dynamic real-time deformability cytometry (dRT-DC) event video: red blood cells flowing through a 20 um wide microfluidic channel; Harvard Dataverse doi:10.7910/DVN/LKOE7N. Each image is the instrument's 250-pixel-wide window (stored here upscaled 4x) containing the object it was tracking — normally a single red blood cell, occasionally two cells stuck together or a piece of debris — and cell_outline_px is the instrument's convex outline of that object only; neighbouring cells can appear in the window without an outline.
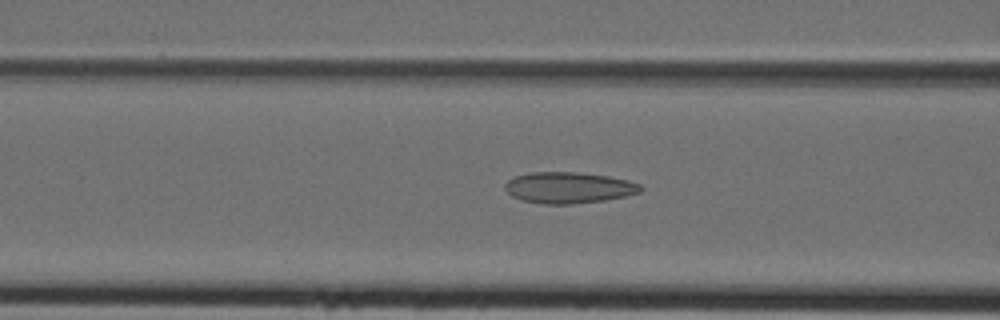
{"species": "Egyptian fruit bat (a non-hibernating species)", "species_latin": "Rousettus aegyptiacus", "temperature_condition": "cold", "stored_images_in_passage": 43, "camera_frame_rate_fps": 3000, "um_per_image_px": 0.085, "animal": {"sex": "female"}, "frame": {"image": 1, "passage_image": 17, "time_ms": 5.333, "image_size_px": [1000, 320], "cell_outline_px": [[644, 188], [640, 192], [624, 196], [604, 200], [572, 204], [544, 204], [520, 200], [512, 196], [504, 188], [504, 184], [508, 180], [516, 176], [528, 172], [580, 172], [608, 176], [628, 180], [640, 184]], "centroid_in_image_um": [48.32, 15.95], "position_along_channel_um": 118.3, "area_um2": 24.74}}
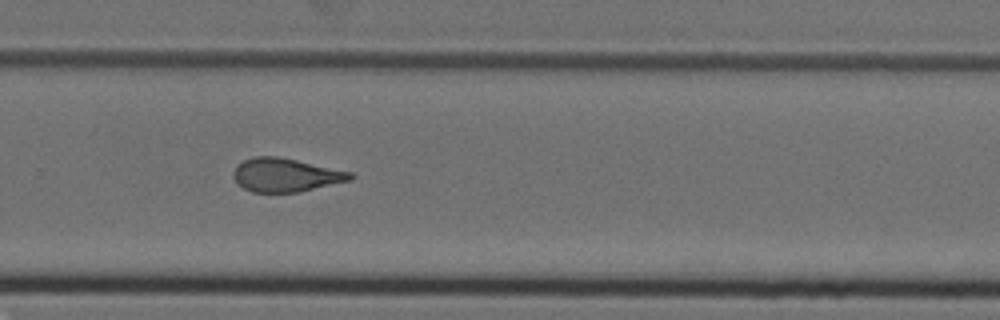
{"frame": {"image": 2, "passage_image": 29, "time_ms": 9.333, "image_size_px": [1000, 320], "cell_outline_px": [[356, 176], [352, 180], [300, 192], [252, 192], [236, 184], [232, 176], [232, 172], [236, 164], [244, 160], [256, 156], [280, 156], [352, 172]], "centroid_in_image_um": [24.27, 14.87], "position_along_channel_um": 305.5, "area_um2": 23.24}}
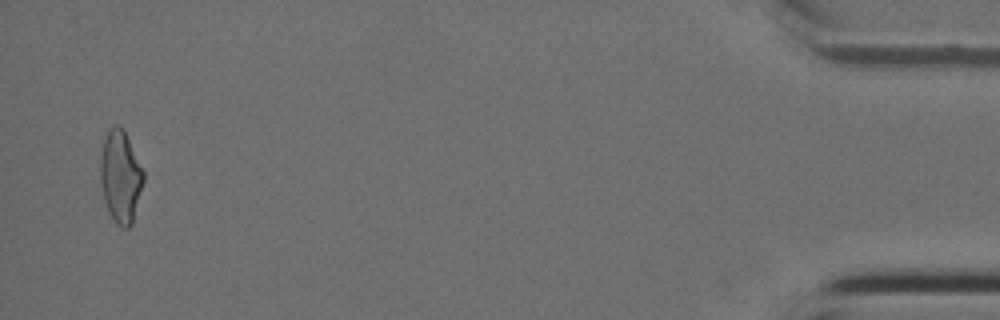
{"frame": {"image": 3, "passage_image": 42, "time_ms": 13.667, "image_size_px": [1000, 320], "cell_outline_px": [[144, 180], [132, 224], [128, 228], [120, 228], [116, 224], [108, 212], [104, 200], [100, 184], [100, 152], [104, 136], [108, 128], [112, 124], [120, 124], [144, 172]], "centroid_in_image_um": [10.21, 15.01], "position_along_channel_um": 425.0, "area_um2": 23.41}}